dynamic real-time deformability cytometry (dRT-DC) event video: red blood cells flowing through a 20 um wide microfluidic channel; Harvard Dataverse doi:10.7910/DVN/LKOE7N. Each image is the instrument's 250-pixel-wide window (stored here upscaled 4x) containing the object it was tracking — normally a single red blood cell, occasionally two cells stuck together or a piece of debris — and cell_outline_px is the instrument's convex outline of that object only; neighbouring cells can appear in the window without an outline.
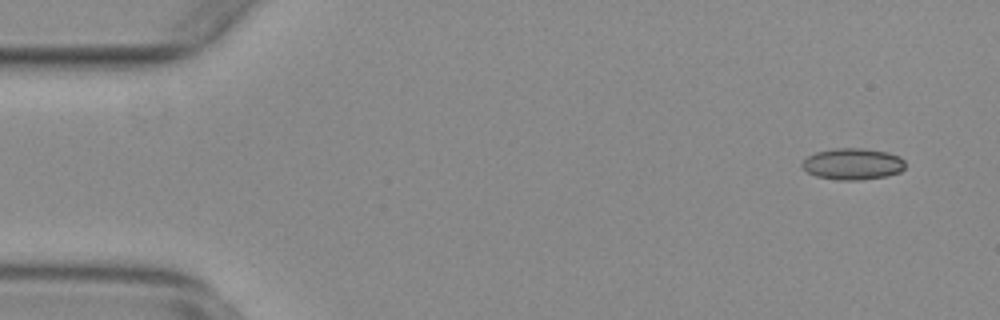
{"species": "common noctule bat (a hibernating species)", "species_latin": "Nyctalus noctula", "temperature_condition": "warm", "stored_images_in_passage": 11, "camera_frame_rate_fps": 3000, "um_per_image_px": 0.085, "animal": {"sex": "female", "body_mass_g": 29.2, "forearm_length_mm": 56.3}, "frame": {"image": 1, "passage_image": 4, "time_ms": 1.0, "image_size_px": [1000, 320], "cell_outline_px": [[904, 168], [900, 172], [888, 176], [860, 180], [836, 180], [816, 176], [808, 172], [800, 164], [808, 156], [816, 152], [832, 148], [860, 148], [888, 152], [900, 156], [904, 160]], "centroid_in_image_um": [72.49, 13.94], "position_along_channel_um": 12.5, "area_um2": 19.02}}